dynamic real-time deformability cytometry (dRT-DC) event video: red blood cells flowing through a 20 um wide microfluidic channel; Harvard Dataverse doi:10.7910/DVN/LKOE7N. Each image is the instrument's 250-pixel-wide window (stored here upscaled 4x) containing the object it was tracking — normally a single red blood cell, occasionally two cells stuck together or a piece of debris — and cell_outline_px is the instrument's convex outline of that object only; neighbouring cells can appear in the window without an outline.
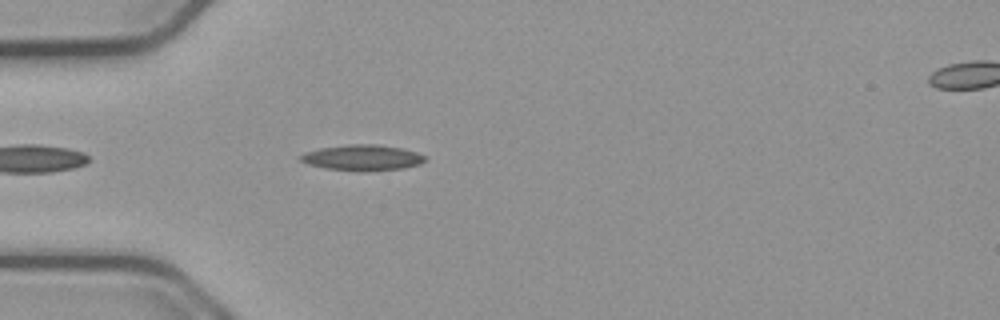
{"species": "common noctule bat (a hibernating species)", "species_latin": "Nyctalus noctula", "temperature_condition": "cold", "stored_images_in_passage": 8, "camera_frame_rate_fps": 3000, "um_per_image_px": 0.085, "animal": {"sex": "male", "body_mass_g": 23.1, "forearm_length_mm": 52.7}, "frame": {"image": 1, "passage_image": 4, "time_ms": 1.0, "image_size_px": [1000, 320], "cell_outline_px": [[428, 160], [420, 164], [404, 168], [328, 168], [308, 164], [300, 160], [300, 156], [304, 152], [320, 148], [348, 144], [376, 144], [400, 148], [416, 152], [428, 156]], "centroid_in_image_um": [30.84, 13.34], "position_along_channel_um": 54.2, "area_um2": 17.69}}
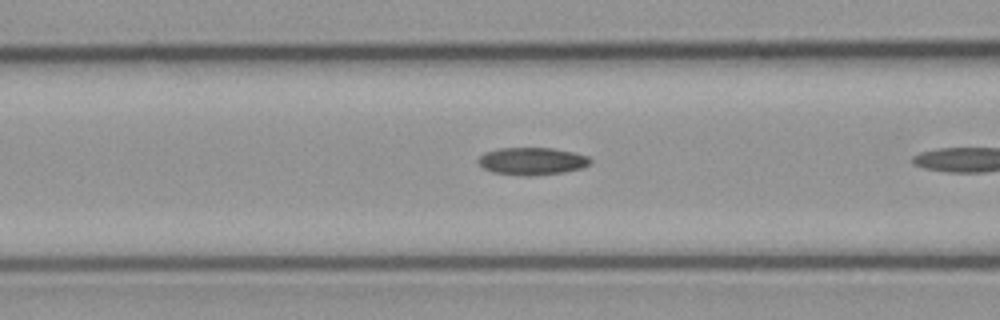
{"frame": {"image": 2, "passage_image": 7, "time_ms": 2.0, "image_size_px": [1000, 320], "cell_outline_px": [[592, 160], [584, 168], [564, 172], [532, 176], [520, 176], [492, 172], [484, 168], [476, 160], [484, 152], [500, 148], [552, 148], [572, 152], [588, 156]], "centroid_in_image_um": [45.21, 13.7], "position_along_channel_um": 121.4, "area_um2": 18.03}}